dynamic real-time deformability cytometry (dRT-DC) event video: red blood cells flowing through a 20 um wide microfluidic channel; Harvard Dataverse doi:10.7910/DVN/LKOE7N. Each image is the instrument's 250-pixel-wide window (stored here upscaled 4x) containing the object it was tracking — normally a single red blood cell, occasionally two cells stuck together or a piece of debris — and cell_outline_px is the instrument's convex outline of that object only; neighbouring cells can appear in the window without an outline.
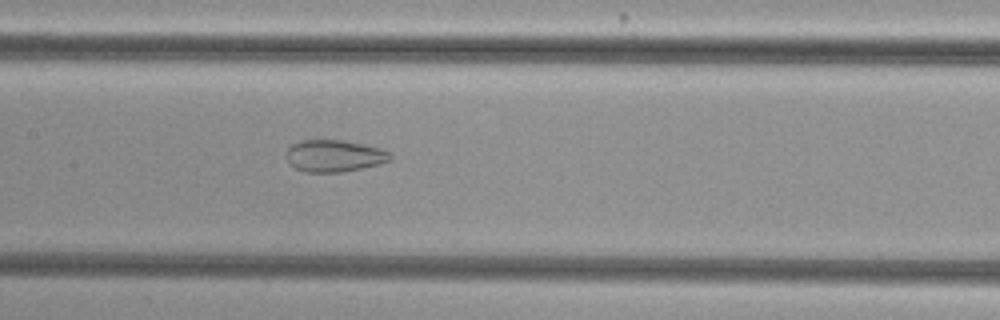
{"species": "common noctule bat (a hibernating species)", "species_latin": "Nyctalus noctula", "temperature_condition": "cold", "stored_images_in_passage": 37, "camera_frame_rate_fps": 3000, "um_per_image_px": 0.085, "animal": {"sex": "female", "body_mass_g": 29.2, "forearm_length_mm": 56.3}, "frame": {"image": 1, "passage_image": 9, "time_ms": 2.667, "image_size_px": [1000, 320], "cell_outline_px": [[392, 160], [380, 164], [340, 172], [304, 172], [288, 164], [288, 148], [292, 144], [304, 140], [340, 140], [380, 148], [388, 152], [392, 156]], "centroid_in_image_um": [28.41, 13.26], "position_along_channel_um": 179.0, "area_um2": 19.07}}
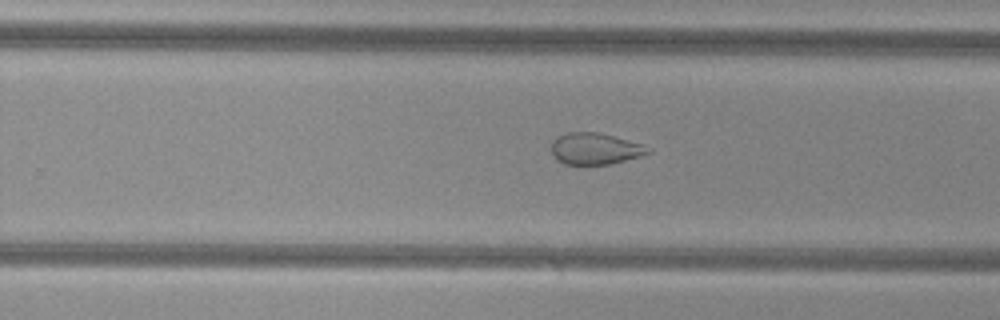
{"frame": {"image": 2, "passage_image": 17, "time_ms": 5.333, "image_size_px": [1000, 320], "cell_outline_px": [[652, 152], [640, 156], [612, 164], [564, 164], [556, 160], [552, 156], [552, 140], [556, 136], [568, 132], [600, 132], [640, 144], [652, 148]], "centroid_in_image_um": [50.56, 12.64], "position_along_channel_um": 279.2, "area_um2": 17.86}}
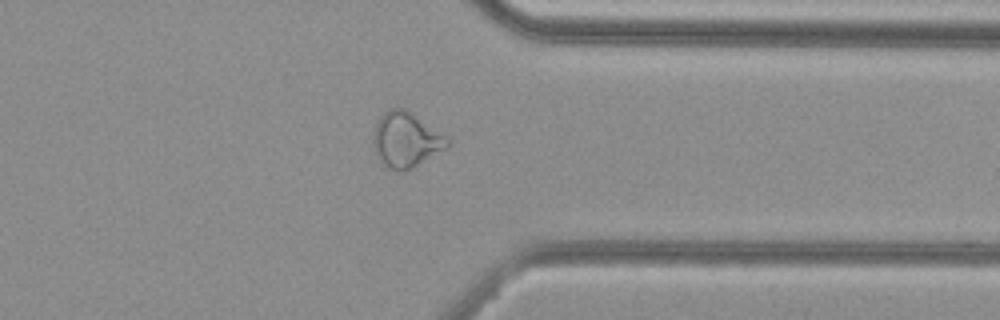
{"frame": {"image": 3, "passage_image": 25, "time_ms": 8.0, "image_size_px": [1000, 320], "cell_outline_px": [[452, 144], [448, 148], [404, 172], [400, 172], [384, 164], [380, 160], [372, 144], [372, 140], [376, 124], [380, 116], [384, 112], [392, 108], [404, 108], [444, 136]], "centroid_in_image_um": [34.49, 11.9], "position_along_channel_um": 376.9, "area_um2": 23.29}}